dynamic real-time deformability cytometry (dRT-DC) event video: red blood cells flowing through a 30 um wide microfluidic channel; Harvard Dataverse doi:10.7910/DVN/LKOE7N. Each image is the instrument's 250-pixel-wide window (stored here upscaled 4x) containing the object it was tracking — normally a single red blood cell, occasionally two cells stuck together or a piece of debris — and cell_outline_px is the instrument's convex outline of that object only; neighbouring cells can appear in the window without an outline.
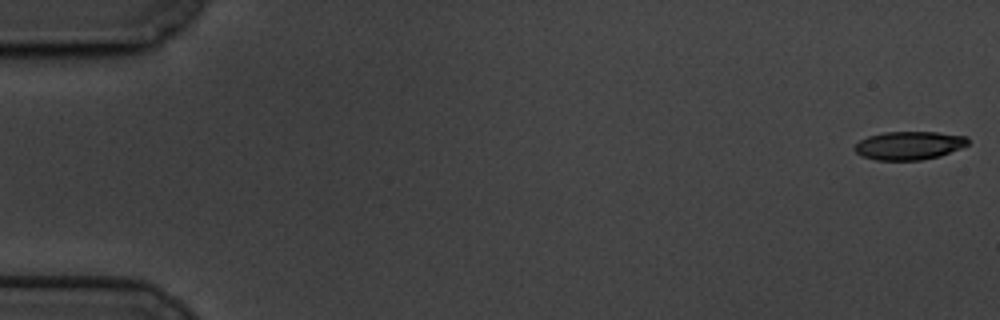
{"species": "common noctule bat (a hibernating species)", "species_latin": "Nyctalus noctula", "temperature_condition": "cold", "stored_images_in_passage": 60, "camera_frame_rate_fps": 3000, "um_per_image_px": 0.085, "animal": {"sex": "male", "body_mass_g": 19.5, "forearm_length_mm": 54.6}, "frame": {"image": 1, "passage_image": 1, "time_ms": 0.0, "image_size_px": [1000, 320], "cell_outline_px": [[968, 144], [960, 148], [940, 156], [920, 160], [876, 160], [860, 156], [852, 148], [860, 140], [868, 136], [884, 132], [936, 132], [968, 136]], "centroid_in_image_um": [77.25, 12.37], "position_along_channel_um": 7.8, "area_um2": 18.79}}
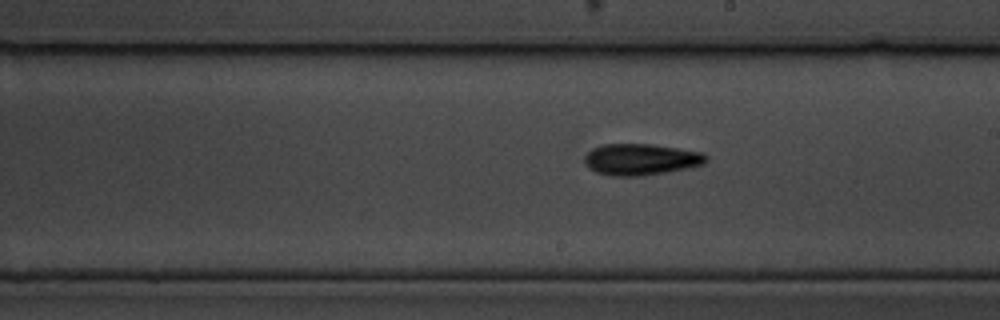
{"frame": {"image": 2, "passage_image": 34, "time_ms": 11.0, "image_size_px": [1000, 320], "cell_outline_px": [[708, 160], [704, 164], [664, 172], [640, 176], [612, 176], [596, 172], [588, 168], [584, 160], [584, 156], [592, 148], [604, 144], [652, 144], [704, 152], [708, 156]], "centroid_in_image_um": [54.47, 13.54], "position_along_channel_um": 234.5, "area_um2": 22.25}}
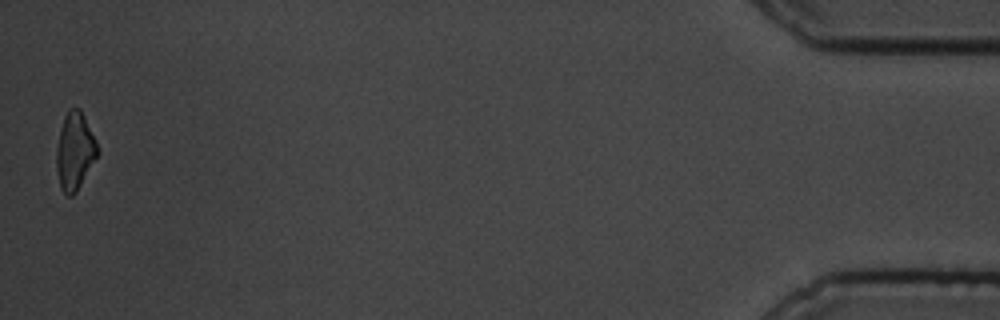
{"frame": {"image": 3, "passage_image": 59, "time_ms": 19.333, "image_size_px": [1000, 320], "cell_outline_px": [[100, 152], [76, 192], [72, 196], [68, 196], [60, 188], [56, 168], [56, 148], [60, 128], [64, 116], [68, 108], [80, 108], [96, 140]], "centroid_in_image_um": [6.35, 12.84], "position_along_channel_um": 428.8, "area_um2": 18.67}, "authors_computed_cell_mechanics": {"area_um2": 19.8832, "velocity_mm_per_s": 3.3942, "shape_relaxation_time_tau1_ms": 3.7179, "shape_relaxation_time_tau2_ms": 10.1506, "deformation_change_tau1": 0.1074, "deformation_change_tau2": 0.207}}